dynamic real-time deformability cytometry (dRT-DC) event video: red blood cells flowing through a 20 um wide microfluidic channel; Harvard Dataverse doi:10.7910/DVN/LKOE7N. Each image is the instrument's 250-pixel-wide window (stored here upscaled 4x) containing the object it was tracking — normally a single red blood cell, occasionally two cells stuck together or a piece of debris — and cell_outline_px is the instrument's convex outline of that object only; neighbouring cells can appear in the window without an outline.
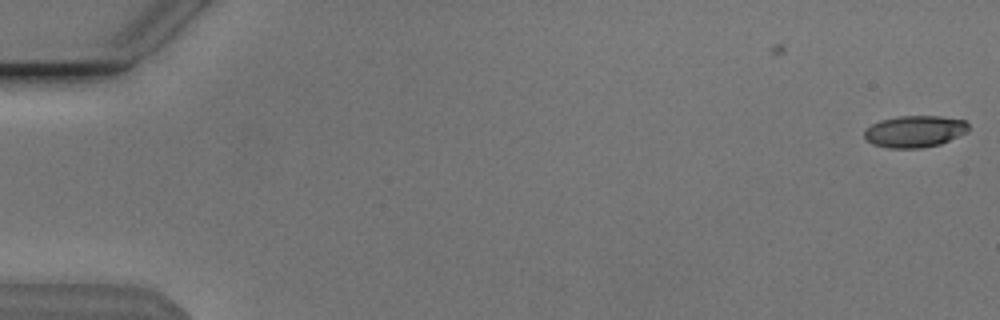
{"species": "Egyptian fruit bat (a non-hibernating species)", "species_latin": "Rousettus aegyptiacus", "temperature_condition": "cold", "stored_images_in_passage": 5, "camera_frame_rate_fps": 3000, "um_per_image_px": 0.085, "animal": {"sex": "male"}, "frame": {"image": 1, "passage_image": 5, "time_ms": 1.333, "image_size_px": [1000, 320], "cell_outline_px": [[968, 132], [940, 144], [920, 148], [888, 148], [872, 144], [864, 136], [864, 128], [880, 120], [900, 116], [940, 116], [964, 120], [968, 124]], "centroid_in_image_um": [77.74, 11.17], "position_along_channel_um": 7.3, "area_um2": 19.31}}